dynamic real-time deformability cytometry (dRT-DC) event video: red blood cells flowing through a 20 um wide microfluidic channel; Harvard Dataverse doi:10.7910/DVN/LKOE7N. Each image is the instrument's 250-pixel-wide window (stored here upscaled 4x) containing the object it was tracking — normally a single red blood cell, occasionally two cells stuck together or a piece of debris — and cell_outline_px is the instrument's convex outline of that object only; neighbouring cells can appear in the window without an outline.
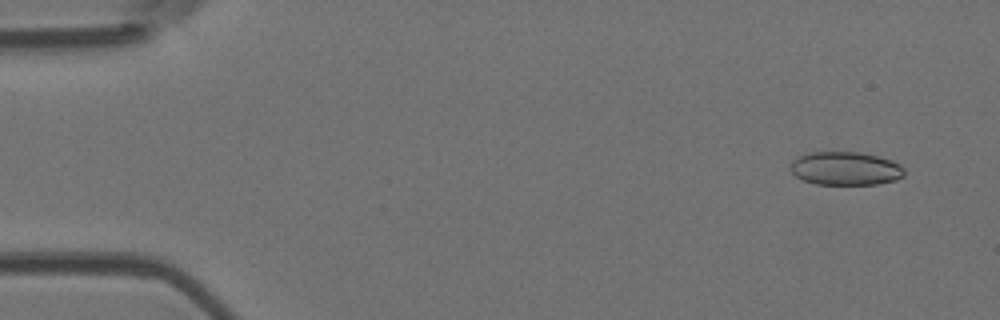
{"species": "Egyptian fruit bat (a non-hibernating species)", "species_latin": "Rousettus aegyptiacus", "temperature_condition": "room temperature", "stored_images_in_passage": 4, "camera_frame_rate_fps": 3000, "um_per_image_px": 0.085, "animal": {"sex": "female"}, "frame": {"image": 1, "passage_image": 1, "time_ms": 0.0, "image_size_px": [1000, 320], "cell_outline_px": [[904, 176], [896, 180], [876, 184], [816, 184], [804, 180], [796, 176], [792, 172], [792, 160], [808, 152], [860, 152], [892, 160], [900, 164], [904, 168]], "centroid_in_image_um": [71.9, 14.32], "position_along_channel_um": 13.1, "area_um2": 22.08}}
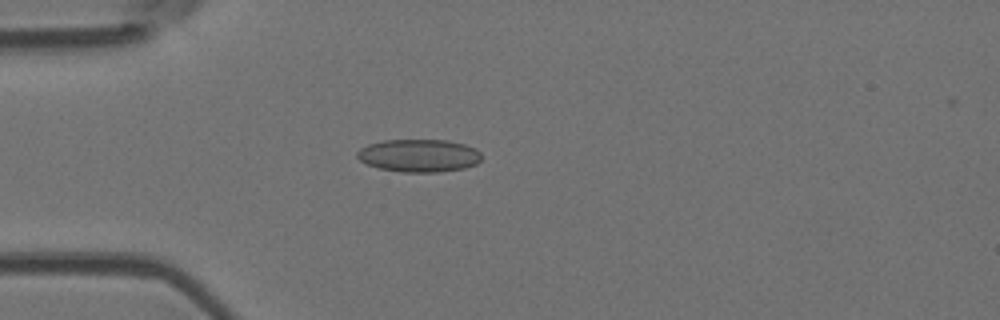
{"frame": {"image": 2, "passage_image": 4, "time_ms": 3.667, "image_size_px": [1000, 320], "cell_outline_px": [[480, 160], [476, 164], [464, 168], [440, 172], [400, 172], [380, 168], [368, 164], [360, 160], [356, 156], [356, 152], [360, 148], [368, 144], [384, 140], [448, 140], [464, 144], [476, 148], [480, 152]], "centroid_in_image_um": [35.61, 13.22], "position_along_channel_um": 49.4, "area_um2": 23.81}}